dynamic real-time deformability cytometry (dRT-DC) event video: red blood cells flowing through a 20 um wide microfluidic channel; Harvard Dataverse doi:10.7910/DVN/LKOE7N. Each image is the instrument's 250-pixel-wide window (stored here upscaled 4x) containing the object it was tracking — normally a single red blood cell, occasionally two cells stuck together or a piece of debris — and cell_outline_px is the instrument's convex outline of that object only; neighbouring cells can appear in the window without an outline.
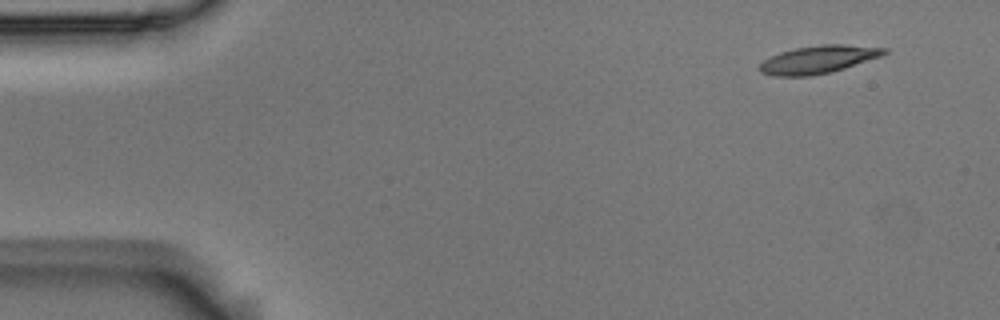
{"species": "Egyptian fruit bat (a non-hibernating species)", "species_latin": "Rousettus aegyptiacus", "temperature_condition": "room temperature", "stored_images_in_passage": 4, "camera_frame_rate_fps": 3000, "um_per_image_px": 0.085, "animal": {"sex": "male"}, "frame": {"image": 1, "passage_image": 1, "time_ms": 0.0, "image_size_px": [1000, 320], "cell_outline_px": [[888, 52], [884, 56], [832, 72], [812, 76], [776, 76], [760, 72], [756, 68], [764, 60], [780, 52], [796, 48], [820, 44], [840, 44], [888, 48]], "centroid_in_image_um": [69.59, 5.06], "position_along_channel_um": 15.4, "area_um2": 20.4}}
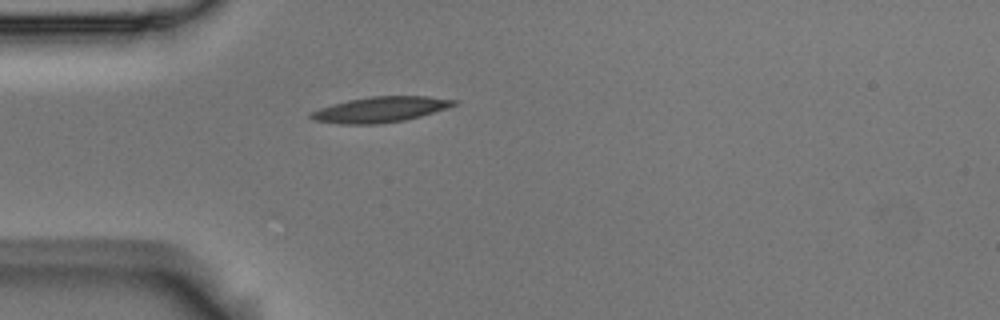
{"frame": {"image": 2, "passage_image": 4, "time_ms": 1.0, "image_size_px": [1000, 320], "cell_outline_px": [[460, 104], [420, 116], [404, 120], [376, 124], [340, 124], [312, 120], [308, 116], [312, 112], [320, 108], [348, 100], [372, 96], [428, 96], [460, 100]], "centroid_in_image_um": [32.37, 9.3], "position_along_channel_um": 52.6, "area_um2": 21.27}}